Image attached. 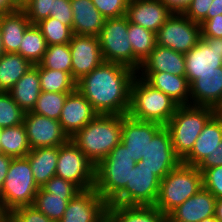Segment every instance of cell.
<instances>
[{
	"label": "cell",
	"instance_id": "obj_1",
	"mask_svg": "<svg viewBox=\"0 0 222 222\" xmlns=\"http://www.w3.org/2000/svg\"><path fill=\"white\" fill-rule=\"evenodd\" d=\"M136 72L122 64L103 62L76 83V89L100 115H126Z\"/></svg>",
	"mask_w": 222,
	"mask_h": 222
},
{
	"label": "cell",
	"instance_id": "obj_2",
	"mask_svg": "<svg viewBox=\"0 0 222 222\" xmlns=\"http://www.w3.org/2000/svg\"><path fill=\"white\" fill-rule=\"evenodd\" d=\"M122 115L98 114L70 139L95 166L121 142Z\"/></svg>",
	"mask_w": 222,
	"mask_h": 222
},
{
	"label": "cell",
	"instance_id": "obj_3",
	"mask_svg": "<svg viewBox=\"0 0 222 222\" xmlns=\"http://www.w3.org/2000/svg\"><path fill=\"white\" fill-rule=\"evenodd\" d=\"M179 105L165 93L150 86L143 78H133L130 87L128 115L141 121L157 122L165 126Z\"/></svg>",
	"mask_w": 222,
	"mask_h": 222
},
{
	"label": "cell",
	"instance_id": "obj_4",
	"mask_svg": "<svg viewBox=\"0 0 222 222\" xmlns=\"http://www.w3.org/2000/svg\"><path fill=\"white\" fill-rule=\"evenodd\" d=\"M135 165L136 161L120 142L95 166L94 189L111 203L125 189Z\"/></svg>",
	"mask_w": 222,
	"mask_h": 222
},
{
	"label": "cell",
	"instance_id": "obj_5",
	"mask_svg": "<svg viewBox=\"0 0 222 222\" xmlns=\"http://www.w3.org/2000/svg\"><path fill=\"white\" fill-rule=\"evenodd\" d=\"M201 188H203L202 172L196 166L181 162L161 180L154 206L167 217Z\"/></svg>",
	"mask_w": 222,
	"mask_h": 222
},
{
	"label": "cell",
	"instance_id": "obj_6",
	"mask_svg": "<svg viewBox=\"0 0 222 222\" xmlns=\"http://www.w3.org/2000/svg\"><path fill=\"white\" fill-rule=\"evenodd\" d=\"M216 113L207 106L181 105L165 125L169 130L175 154L182 160L193 148L204 125Z\"/></svg>",
	"mask_w": 222,
	"mask_h": 222
},
{
	"label": "cell",
	"instance_id": "obj_7",
	"mask_svg": "<svg viewBox=\"0 0 222 222\" xmlns=\"http://www.w3.org/2000/svg\"><path fill=\"white\" fill-rule=\"evenodd\" d=\"M39 188L28 158H12L1 188L2 211L8 215L15 208L33 205Z\"/></svg>",
	"mask_w": 222,
	"mask_h": 222
},
{
	"label": "cell",
	"instance_id": "obj_8",
	"mask_svg": "<svg viewBox=\"0 0 222 222\" xmlns=\"http://www.w3.org/2000/svg\"><path fill=\"white\" fill-rule=\"evenodd\" d=\"M128 37V19L122 16L106 19L98 38L105 62L122 64L137 72L141 62L134 56Z\"/></svg>",
	"mask_w": 222,
	"mask_h": 222
},
{
	"label": "cell",
	"instance_id": "obj_9",
	"mask_svg": "<svg viewBox=\"0 0 222 222\" xmlns=\"http://www.w3.org/2000/svg\"><path fill=\"white\" fill-rule=\"evenodd\" d=\"M55 175L72 182L80 190H87L95 184V164L69 139L58 147Z\"/></svg>",
	"mask_w": 222,
	"mask_h": 222
},
{
	"label": "cell",
	"instance_id": "obj_10",
	"mask_svg": "<svg viewBox=\"0 0 222 222\" xmlns=\"http://www.w3.org/2000/svg\"><path fill=\"white\" fill-rule=\"evenodd\" d=\"M201 25L184 13H172L156 33L157 45L186 54L201 39Z\"/></svg>",
	"mask_w": 222,
	"mask_h": 222
},
{
	"label": "cell",
	"instance_id": "obj_11",
	"mask_svg": "<svg viewBox=\"0 0 222 222\" xmlns=\"http://www.w3.org/2000/svg\"><path fill=\"white\" fill-rule=\"evenodd\" d=\"M161 179L153 171L137 164L131 169L130 181L125 189L111 202L121 205L154 206Z\"/></svg>",
	"mask_w": 222,
	"mask_h": 222
},
{
	"label": "cell",
	"instance_id": "obj_12",
	"mask_svg": "<svg viewBox=\"0 0 222 222\" xmlns=\"http://www.w3.org/2000/svg\"><path fill=\"white\" fill-rule=\"evenodd\" d=\"M181 163L175 154L169 130L163 126L148 143L147 154L136 162L153 171L161 180Z\"/></svg>",
	"mask_w": 222,
	"mask_h": 222
},
{
	"label": "cell",
	"instance_id": "obj_13",
	"mask_svg": "<svg viewBox=\"0 0 222 222\" xmlns=\"http://www.w3.org/2000/svg\"><path fill=\"white\" fill-rule=\"evenodd\" d=\"M23 124L31 150L59 147L69 140L62 130L59 120L50 119L31 111L25 114Z\"/></svg>",
	"mask_w": 222,
	"mask_h": 222
},
{
	"label": "cell",
	"instance_id": "obj_14",
	"mask_svg": "<svg viewBox=\"0 0 222 222\" xmlns=\"http://www.w3.org/2000/svg\"><path fill=\"white\" fill-rule=\"evenodd\" d=\"M108 203L93 188L81 190L68 203L58 222H102Z\"/></svg>",
	"mask_w": 222,
	"mask_h": 222
},
{
	"label": "cell",
	"instance_id": "obj_15",
	"mask_svg": "<svg viewBox=\"0 0 222 222\" xmlns=\"http://www.w3.org/2000/svg\"><path fill=\"white\" fill-rule=\"evenodd\" d=\"M186 79L191 84L202 73L222 72V58L216 50V38L201 37L198 44L184 54Z\"/></svg>",
	"mask_w": 222,
	"mask_h": 222
},
{
	"label": "cell",
	"instance_id": "obj_16",
	"mask_svg": "<svg viewBox=\"0 0 222 222\" xmlns=\"http://www.w3.org/2000/svg\"><path fill=\"white\" fill-rule=\"evenodd\" d=\"M69 46L72 78L76 82L104 62L98 37L73 34Z\"/></svg>",
	"mask_w": 222,
	"mask_h": 222
},
{
	"label": "cell",
	"instance_id": "obj_17",
	"mask_svg": "<svg viewBox=\"0 0 222 222\" xmlns=\"http://www.w3.org/2000/svg\"><path fill=\"white\" fill-rule=\"evenodd\" d=\"M163 127L157 122L141 121L128 114L122 115L121 143L136 162L147 154L148 143Z\"/></svg>",
	"mask_w": 222,
	"mask_h": 222
},
{
	"label": "cell",
	"instance_id": "obj_18",
	"mask_svg": "<svg viewBox=\"0 0 222 222\" xmlns=\"http://www.w3.org/2000/svg\"><path fill=\"white\" fill-rule=\"evenodd\" d=\"M97 115L87 99L75 89L68 94L64 102L59 122L62 130L70 139Z\"/></svg>",
	"mask_w": 222,
	"mask_h": 222
},
{
	"label": "cell",
	"instance_id": "obj_19",
	"mask_svg": "<svg viewBox=\"0 0 222 222\" xmlns=\"http://www.w3.org/2000/svg\"><path fill=\"white\" fill-rule=\"evenodd\" d=\"M171 14L161 0H129L125 16L128 22L157 33Z\"/></svg>",
	"mask_w": 222,
	"mask_h": 222
},
{
	"label": "cell",
	"instance_id": "obj_20",
	"mask_svg": "<svg viewBox=\"0 0 222 222\" xmlns=\"http://www.w3.org/2000/svg\"><path fill=\"white\" fill-rule=\"evenodd\" d=\"M222 142V118L215 113L204 125L192 150L181 160L190 166H198L206 156L212 154Z\"/></svg>",
	"mask_w": 222,
	"mask_h": 222
},
{
	"label": "cell",
	"instance_id": "obj_21",
	"mask_svg": "<svg viewBox=\"0 0 222 222\" xmlns=\"http://www.w3.org/2000/svg\"><path fill=\"white\" fill-rule=\"evenodd\" d=\"M215 203L214 195L203 187L175 208L168 217L173 222H200L215 215Z\"/></svg>",
	"mask_w": 222,
	"mask_h": 222
},
{
	"label": "cell",
	"instance_id": "obj_22",
	"mask_svg": "<svg viewBox=\"0 0 222 222\" xmlns=\"http://www.w3.org/2000/svg\"><path fill=\"white\" fill-rule=\"evenodd\" d=\"M150 86L169 96L179 106L190 104V84L185 76L164 72H136ZM141 74V75H139Z\"/></svg>",
	"mask_w": 222,
	"mask_h": 222
},
{
	"label": "cell",
	"instance_id": "obj_23",
	"mask_svg": "<svg viewBox=\"0 0 222 222\" xmlns=\"http://www.w3.org/2000/svg\"><path fill=\"white\" fill-rule=\"evenodd\" d=\"M222 103V72L200 74L190 84V104L217 109Z\"/></svg>",
	"mask_w": 222,
	"mask_h": 222
},
{
	"label": "cell",
	"instance_id": "obj_24",
	"mask_svg": "<svg viewBox=\"0 0 222 222\" xmlns=\"http://www.w3.org/2000/svg\"><path fill=\"white\" fill-rule=\"evenodd\" d=\"M75 35L99 37L106 18L94 6L92 0H70Z\"/></svg>",
	"mask_w": 222,
	"mask_h": 222
},
{
	"label": "cell",
	"instance_id": "obj_25",
	"mask_svg": "<svg viewBox=\"0 0 222 222\" xmlns=\"http://www.w3.org/2000/svg\"><path fill=\"white\" fill-rule=\"evenodd\" d=\"M185 67L183 53L156 45L153 51L141 63L138 71L164 72L177 76H185Z\"/></svg>",
	"mask_w": 222,
	"mask_h": 222
},
{
	"label": "cell",
	"instance_id": "obj_26",
	"mask_svg": "<svg viewBox=\"0 0 222 222\" xmlns=\"http://www.w3.org/2000/svg\"><path fill=\"white\" fill-rule=\"evenodd\" d=\"M31 25L26 13L19 7L16 11L0 14V30L5 53H18L24 32Z\"/></svg>",
	"mask_w": 222,
	"mask_h": 222
},
{
	"label": "cell",
	"instance_id": "obj_27",
	"mask_svg": "<svg viewBox=\"0 0 222 222\" xmlns=\"http://www.w3.org/2000/svg\"><path fill=\"white\" fill-rule=\"evenodd\" d=\"M166 216L155 206L109 203L106 218L110 222H163Z\"/></svg>",
	"mask_w": 222,
	"mask_h": 222
},
{
	"label": "cell",
	"instance_id": "obj_28",
	"mask_svg": "<svg viewBox=\"0 0 222 222\" xmlns=\"http://www.w3.org/2000/svg\"><path fill=\"white\" fill-rule=\"evenodd\" d=\"M13 100L25 112H31L41 93L38 64L33 65L10 89Z\"/></svg>",
	"mask_w": 222,
	"mask_h": 222
},
{
	"label": "cell",
	"instance_id": "obj_29",
	"mask_svg": "<svg viewBox=\"0 0 222 222\" xmlns=\"http://www.w3.org/2000/svg\"><path fill=\"white\" fill-rule=\"evenodd\" d=\"M26 157L30 162L34 180L39 187L56 176L58 147L35 148Z\"/></svg>",
	"mask_w": 222,
	"mask_h": 222
},
{
	"label": "cell",
	"instance_id": "obj_30",
	"mask_svg": "<svg viewBox=\"0 0 222 222\" xmlns=\"http://www.w3.org/2000/svg\"><path fill=\"white\" fill-rule=\"evenodd\" d=\"M32 66L18 53H4L0 57V91L9 92Z\"/></svg>",
	"mask_w": 222,
	"mask_h": 222
},
{
	"label": "cell",
	"instance_id": "obj_31",
	"mask_svg": "<svg viewBox=\"0 0 222 222\" xmlns=\"http://www.w3.org/2000/svg\"><path fill=\"white\" fill-rule=\"evenodd\" d=\"M31 151L24 124L0 129V153L12 158L26 157Z\"/></svg>",
	"mask_w": 222,
	"mask_h": 222
},
{
	"label": "cell",
	"instance_id": "obj_32",
	"mask_svg": "<svg viewBox=\"0 0 222 222\" xmlns=\"http://www.w3.org/2000/svg\"><path fill=\"white\" fill-rule=\"evenodd\" d=\"M46 49L47 43L43 34L36 24H31L24 32L18 54L35 65L42 60Z\"/></svg>",
	"mask_w": 222,
	"mask_h": 222
},
{
	"label": "cell",
	"instance_id": "obj_33",
	"mask_svg": "<svg viewBox=\"0 0 222 222\" xmlns=\"http://www.w3.org/2000/svg\"><path fill=\"white\" fill-rule=\"evenodd\" d=\"M41 91L52 93H71L76 89V81L63 71L46 69L38 65Z\"/></svg>",
	"mask_w": 222,
	"mask_h": 222
},
{
	"label": "cell",
	"instance_id": "obj_34",
	"mask_svg": "<svg viewBox=\"0 0 222 222\" xmlns=\"http://www.w3.org/2000/svg\"><path fill=\"white\" fill-rule=\"evenodd\" d=\"M128 35L133 54L142 63L157 45L156 33L128 22Z\"/></svg>",
	"mask_w": 222,
	"mask_h": 222
},
{
	"label": "cell",
	"instance_id": "obj_35",
	"mask_svg": "<svg viewBox=\"0 0 222 222\" xmlns=\"http://www.w3.org/2000/svg\"><path fill=\"white\" fill-rule=\"evenodd\" d=\"M73 197L47 193L40 187L33 205L49 219L58 222L63 217L67 205Z\"/></svg>",
	"mask_w": 222,
	"mask_h": 222
},
{
	"label": "cell",
	"instance_id": "obj_36",
	"mask_svg": "<svg viewBox=\"0 0 222 222\" xmlns=\"http://www.w3.org/2000/svg\"><path fill=\"white\" fill-rule=\"evenodd\" d=\"M38 65L46 69L67 72L72 76V56L69 43L47 46Z\"/></svg>",
	"mask_w": 222,
	"mask_h": 222
},
{
	"label": "cell",
	"instance_id": "obj_37",
	"mask_svg": "<svg viewBox=\"0 0 222 222\" xmlns=\"http://www.w3.org/2000/svg\"><path fill=\"white\" fill-rule=\"evenodd\" d=\"M36 25L43 34L47 46L66 44L71 41L72 30L56 18L49 16L36 23Z\"/></svg>",
	"mask_w": 222,
	"mask_h": 222
},
{
	"label": "cell",
	"instance_id": "obj_38",
	"mask_svg": "<svg viewBox=\"0 0 222 222\" xmlns=\"http://www.w3.org/2000/svg\"><path fill=\"white\" fill-rule=\"evenodd\" d=\"M68 94L69 93H52L41 91L32 112L46 116L50 119L59 120Z\"/></svg>",
	"mask_w": 222,
	"mask_h": 222
},
{
	"label": "cell",
	"instance_id": "obj_39",
	"mask_svg": "<svg viewBox=\"0 0 222 222\" xmlns=\"http://www.w3.org/2000/svg\"><path fill=\"white\" fill-rule=\"evenodd\" d=\"M25 114L9 92L0 91V129L22 124Z\"/></svg>",
	"mask_w": 222,
	"mask_h": 222
},
{
	"label": "cell",
	"instance_id": "obj_40",
	"mask_svg": "<svg viewBox=\"0 0 222 222\" xmlns=\"http://www.w3.org/2000/svg\"><path fill=\"white\" fill-rule=\"evenodd\" d=\"M54 0H25L20 8L26 13L31 24L48 18L53 11Z\"/></svg>",
	"mask_w": 222,
	"mask_h": 222
},
{
	"label": "cell",
	"instance_id": "obj_41",
	"mask_svg": "<svg viewBox=\"0 0 222 222\" xmlns=\"http://www.w3.org/2000/svg\"><path fill=\"white\" fill-rule=\"evenodd\" d=\"M7 222H55L49 219L34 205L15 208L7 215Z\"/></svg>",
	"mask_w": 222,
	"mask_h": 222
},
{
	"label": "cell",
	"instance_id": "obj_42",
	"mask_svg": "<svg viewBox=\"0 0 222 222\" xmlns=\"http://www.w3.org/2000/svg\"><path fill=\"white\" fill-rule=\"evenodd\" d=\"M129 0H92L94 6L106 18L125 16Z\"/></svg>",
	"mask_w": 222,
	"mask_h": 222
},
{
	"label": "cell",
	"instance_id": "obj_43",
	"mask_svg": "<svg viewBox=\"0 0 222 222\" xmlns=\"http://www.w3.org/2000/svg\"><path fill=\"white\" fill-rule=\"evenodd\" d=\"M41 188L47 193L58 196H75L81 191L72 182L57 176L50 178Z\"/></svg>",
	"mask_w": 222,
	"mask_h": 222
},
{
	"label": "cell",
	"instance_id": "obj_44",
	"mask_svg": "<svg viewBox=\"0 0 222 222\" xmlns=\"http://www.w3.org/2000/svg\"><path fill=\"white\" fill-rule=\"evenodd\" d=\"M203 187L216 199L222 197V165L207 168L202 172Z\"/></svg>",
	"mask_w": 222,
	"mask_h": 222
},
{
	"label": "cell",
	"instance_id": "obj_45",
	"mask_svg": "<svg viewBox=\"0 0 222 222\" xmlns=\"http://www.w3.org/2000/svg\"><path fill=\"white\" fill-rule=\"evenodd\" d=\"M213 0H192L184 14L193 22L203 23Z\"/></svg>",
	"mask_w": 222,
	"mask_h": 222
},
{
	"label": "cell",
	"instance_id": "obj_46",
	"mask_svg": "<svg viewBox=\"0 0 222 222\" xmlns=\"http://www.w3.org/2000/svg\"><path fill=\"white\" fill-rule=\"evenodd\" d=\"M50 17L56 18L72 30L73 13L70 0H54L53 11Z\"/></svg>",
	"mask_w": 222,
	"mask_h": 222
},
{
	"label": "cell",
	"instance_id": "obj_47",
	"mask_svg": "<svg viewBox=\"0 0 222 222\" xmlns=\"http://www.w3.org/2000/svg\"><path fill=\"white\" fill-rule=\"evenodd\" d=\"M201 25V37L222 38V14L206 19Z\"/></svg>",
	"mask_w": 222,
	"mask_h": 222
},
{
	"label": "cell",
	"instance_id": "obj_48",
	"mask_svg": "<svg viewBox=\"0 0 222 222\" xmlns=\"http://www.w3.org/2000/svg\"><path fill=\"white\" fill-rule=\"evenodd\" d=\"M222 165V142L217 149L210 155L206 156L205 159L197 166V168L203 172L207 168Z\"/></svg>",
	"mask_w": 222,
	"mask_h": 222
},
{
	"label": "cell",
	"instance_id": "obj_49",
	"mask_svg": "<svg viewBox=\"0 0 222 222\" xmlns=\"http://www.w3.org/2000/svg\"><path fill=\"white\" fill-rule=\"evenodd\" d=\"M172 13H184L192 0H161Z\"/></svg>",
	"mask_w": 222,
	"mask_h": 222
},
{
	"label": "cell",
	"instance_id": "obj_50",
	"mask_svg": "<svg viewBox=\"0 0 222 222\" xmlns=\"http://www.w3.org/2000/svg\"><path fill=\"white\" fill-rule=\"evenodd\" d=\"M12 160V157L7 156L6 154L0 153V189L3 186V183L5 181L7 172L10 167V162Z\"/></svg>",
	"mask_w": 222,
	"mask_h": 222
},
{
	"label": "cell",
	"instance_id": "obj_51",
	"mask_svg": "<svg viewBox=\"0 0 222 222\" xmlns=\"http://www.w3.org/2000/svg\"><path fill=\"white\" fill-rule=\"evenodd\" d=\"M20 6L14 0H0V14L16 11Z\"/></svg>",
	"mask_w": 222,
	"mask_h": 222
},
{
	"label": "cell",
	"instance_id": "obj_52",
	"mask_svg": "<svg viewBox=\"0 0 222 222\" xmlns=\"http://www.w3.org/2000/svg\"><path fill=\"white\" fill-rule=\"evenodd\" d=\"M222 14V0H213L207 12V19Z\"/></svg>",
	"mask_w": 222,
	"mask_h": 222
},
{
	"label": "cell",
	"instance_id": "obj_53",
	"mask_svg": "<svg viewBox=\"0 0 222 222\" xmlns=\"http://www.w3.org/2000/svg\"><path fill=\"white\" fill-rule=\"evenodd\" d=\"M214 216L219 222H222V197L216 199Z\"/></svg>",
	"mask_w": 222,
	"mask_h": 222
},
{
	"label": "cell",
	"instance_id": "obj_54",
	"mask_svg": "<svg viewBox=\"0 0 222 222\" xmlns=\"http://www.w3.org/2000/svg\"><path fill=\"white\" fill-rule=\"evenodd\" d=\"M216 50L221 55L222 58V38H216Z\"/></svg>",
	"mask_w": 222,
	"mask_h": 222
},
{
	"label": "cell",
	"instance_id": "obj_55",
	"mask_svg": "<svg viewBox=\"0 0 222 222\" xmlns=\"http://www.w3.org/2000/svg\"><path fill=\"white\" fill-rule=\"evenodd\" d=\"M200 222H219V221L215 218V216H210V217L203 219Z\"/></svg>",
	"mask_w": 222,
	"mask_h": 222
},
{
	"label": "cell",
	"instance_id": "obj_56",
	"mask_svg": "<svg viewBox=\"0 0 222 222\" xmlns=\"http://www.w3.org/2000/svg\"><path fill=\"white\" fill-rule=\"evenodd\" d=\"M0 222H7V215L0 208Z\"/></svg>",
	"mask_w": 222,
	"mask_h": 222
},
{
	"label": "cell",
	"instance_id": "obj_57",
	"mask_svg": "<svg viewBox=\"0 0 222 222\" xmlns=\"http://www.w3.org/2000/svg\"><path fill=\"white\" fill-rule=\"evenodd\" d=\"M5 53L4 48H3V43H2V35H1V30H0V57Z\"/></svg>",
	"mask_w": 222,
	"mask_h": 222
},
{
	"label": "cell",
	"instance_id": "obj_58",
	"mask_svg": "<svg viewBox=\"0 0 222 222\" xmlns=\"http://www.w3.org/2000/svg\"><path fill=\"white\" fill-rule=\"evenodd\" d=\"M216 113L222 118V103H221V105L216 109Z\"/></svg>",
	"mask_w": 222,
	"mask_h": 222
},
{
	"label": "cell",
	"instance_id": "obj_59",
	"mask_svg": "<svg viewBox=\"0 0 222 222\" xmlns=\"http://www.w3.org/2000/svg\"><path fill=\"white\" fill-rule=\"evenodd\" d=\"M163 222H173L168 216L164 218Z\"/></svg>",
	"mask_w": 222,
	"mask_h": 222
},
{
	"label": "cell",
	"instance_id": "obj_60",
	"mask_svg": "<svg viewBox=\"0 0 222 222\" xmlns=\"http://www.w3.org/2000/svg\"><path fill=\"white\" fill-rule=\"evenodd\" d=\"M19 6L25 1V0H14Z\"/></svg>",
	"mask_w": 222,
	"mask_h": 222
},
{
	"label": "cell",
	"instance_id": "obj_61",
	"mask_svg": "<svg viewBox=\"0 0 222 222\" xmlns=\"http://www.w3.org/2000/svg\"><path fill=\"white\" fill-rule=\"evenodd\" d=\"M0 208L2 209L1 189H0Z\"/></svg>",
	"mask_w": 222,
	"mask_h": 222
},
{
	"label": "cell",
	"instance_id": "obj_62",
	"mask_svg": "<svg viewBox=\"0 0 222 222\" xmlns=\"http://www.w3.org/2000/svg\"><path fill=\"white\" fill-rule=\"evenodd\" d=\"M102 222H110L107 218H105Z\"/></svg>",
	"mask_w": 222,
	"mask_h": 222
}]
</instances>
